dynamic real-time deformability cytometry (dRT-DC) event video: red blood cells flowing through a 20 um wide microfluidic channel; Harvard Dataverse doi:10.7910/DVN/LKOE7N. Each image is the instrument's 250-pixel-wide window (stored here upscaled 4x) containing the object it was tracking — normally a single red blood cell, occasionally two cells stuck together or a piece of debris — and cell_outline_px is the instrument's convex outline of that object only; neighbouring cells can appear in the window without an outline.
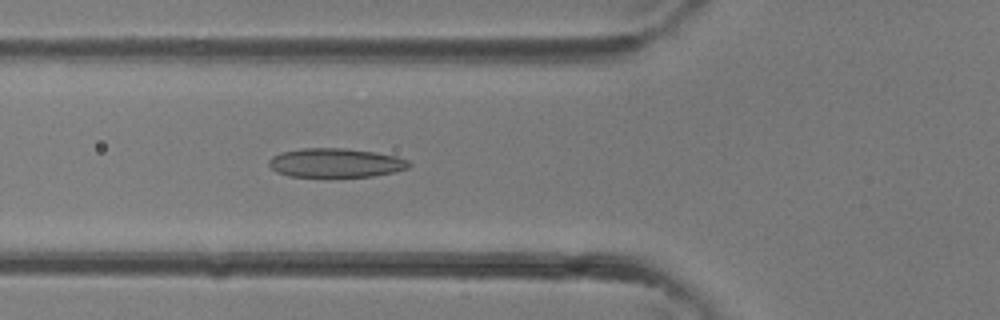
{"species": "common noctule bat (a hibernating species)", "species_latin": "Nyctalus noctula", "temperature_condition": "room temperature", "stored_images_in_passage": 36, "camera_frame_rate_fps": 3000, "um_per_image_px": 0.085, "animal": {"sex": "female"}, "frame": {"image": 1, "passage_image": 13, "time_ms": 4.0, "image_size_px": [1000, 320], "cell_outline_px": [[412, 164], [408, 168], [396, 172], [372, 176], [288, 176], [276, 172], [268, 164], [268, 160], [272, 156], [280, 152], [304, 148], [348, 148], [376, 152], [396, 156], [408, 160]], "centroid_in_image_um": [28.54, 13.83], "position_along_channel_um": 97.3, "area_um2": 23.81}}
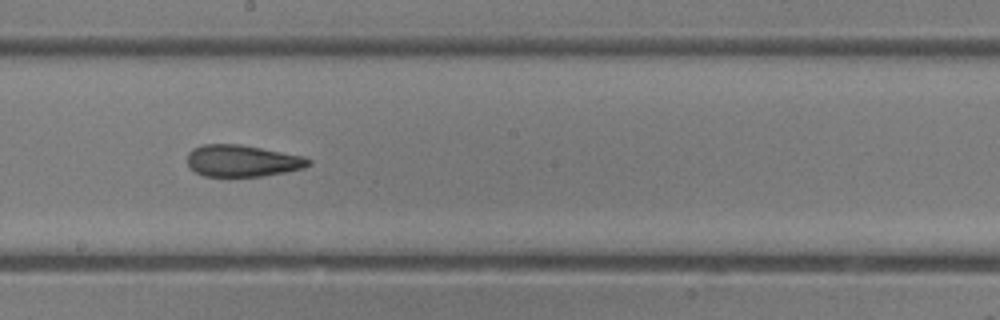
{"frame": {"image": 2, "passage_image": 20, "time_ms": 6.333, "image_size_px": [1000, 320], "cell_outline_px": [[312, 164], [304, 168], [288, 172], [264, 176], [204, 176], [196, 172], [188, 164], [188, 152], [192, 148], [204, 144], [240, 144], [304, 156], [312, 160]], "centroid_in_image_um": [20.64, 13.67], "position_along_channel_um": 227.6, "area_um2": 22.54}}
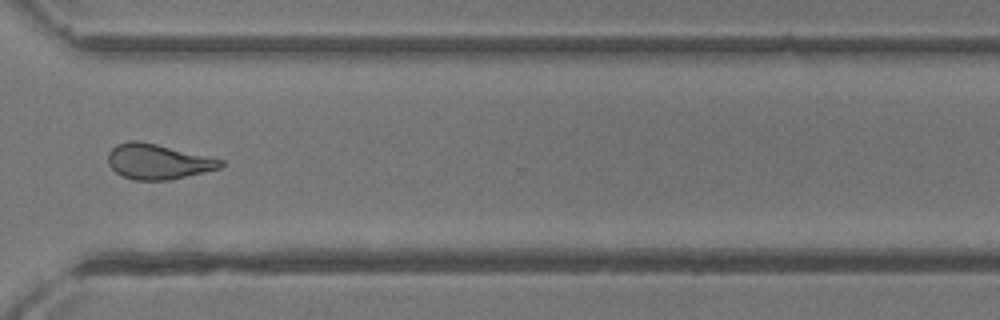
{"frame": {"image": 3, "passage_image": 27, "time_ms": 8.667, "image_size_px": [1000, 320], "cell_outline_px": [[224, 164], [220, 168], [204, 172], [168, 180], [136, 180], [124, 176], [116, 172], [108, 164], [108, 152], [116, 144], [128, 140], [140, 140], [224, 160]], "centroid_in_image_um": [13.4, 13.72], "position_along_channel_um": 357.2, "area_um2": 23.0}}